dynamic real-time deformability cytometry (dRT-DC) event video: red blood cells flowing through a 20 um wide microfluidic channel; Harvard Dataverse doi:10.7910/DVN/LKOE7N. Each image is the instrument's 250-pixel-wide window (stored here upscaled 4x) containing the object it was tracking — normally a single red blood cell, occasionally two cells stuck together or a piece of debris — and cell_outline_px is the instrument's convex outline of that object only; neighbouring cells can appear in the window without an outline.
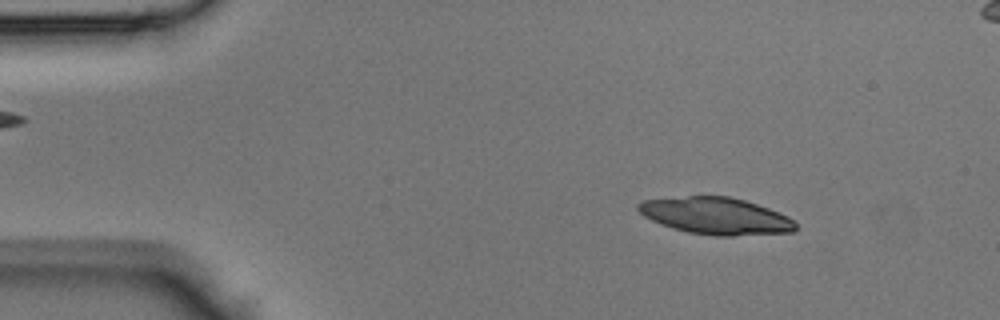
{"species": "Egyptian fruit bat (a non-hibernating species)", "species_latin": "Rousettus aegyptiacus", "temperature_condition": "room temperature", "stored_images_in_passage": 14, "camera_frame_rate_fps": 3000, "um_per_image_px": 0.085, "animal": {"sex": "male"}, "frame": {"image": 1, "passage_image": 7, "time_ms": 2.0, "image_size_px": [1000, 320], "cell_outline_px": [[792, 228], [740, 232], [700, 232], [684, 228], [672, 224], [724, 200], [736, 200], [772, 212], [788, 220]], "centroid_in_image_um": [62.34, 18.61], "position_along_channel_um": 22.7, "area_um2": 17.63}}